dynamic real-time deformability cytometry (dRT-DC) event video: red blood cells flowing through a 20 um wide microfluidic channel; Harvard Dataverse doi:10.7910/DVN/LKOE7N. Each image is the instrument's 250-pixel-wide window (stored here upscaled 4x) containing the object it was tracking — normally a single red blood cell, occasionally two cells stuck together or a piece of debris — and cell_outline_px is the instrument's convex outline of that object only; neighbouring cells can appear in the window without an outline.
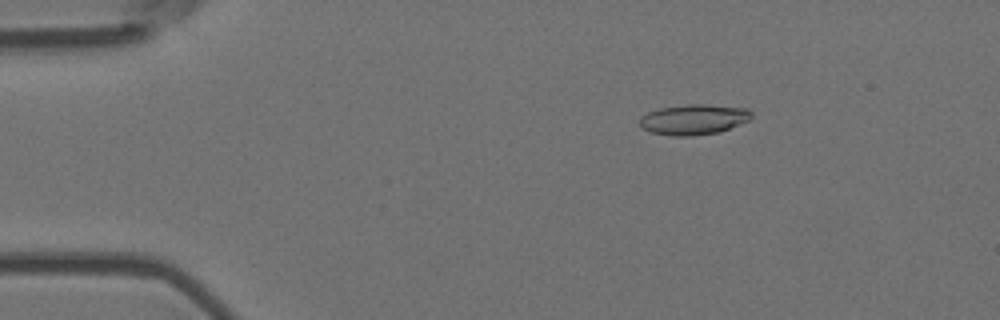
{"species": "Egyptian fruit bat (a non-hibernating species)", "species_latin": "Rousettus aegyptiacus", "temperature_condition": "room temperature", "stored_images_in_passage": 4, "camera_frame_rate_fps": 3000, "um_per_image_px": 0.085, "animal": {"sex": "female"}, "frame": {"image": 1, "passage_image": 2, "time_ms": 0.333, "image_size_px": [1000, 320], "cell_outline_px": [[752, 116], [748, 120], [720, 132], [692, 136], [672, 136], [652, 132], [640, 128], [640, 116], [648, 112], [660, 108], [684, 104], [708, 104], [748, 108], [752, 112]], "centroid_in_image_um": [58.95, 10.15], "position_along_channel_um": 26.0, "area_um2": 19.94}}